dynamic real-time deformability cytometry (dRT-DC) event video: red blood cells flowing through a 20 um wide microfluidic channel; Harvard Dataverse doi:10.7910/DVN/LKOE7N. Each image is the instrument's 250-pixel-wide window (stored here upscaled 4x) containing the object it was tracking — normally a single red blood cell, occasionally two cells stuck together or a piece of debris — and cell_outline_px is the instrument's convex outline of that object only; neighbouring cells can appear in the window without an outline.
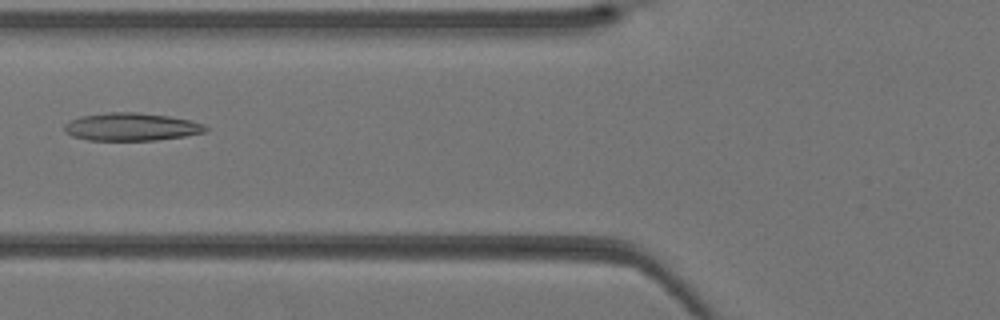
{"species": "Egyptian fruit bat (a non-hibernating species)", "species_latin": "Rousettus aegyptiacus", "temperature_condition": "warm", "stored_images_in_passage": 33, "camera_frame_rate_fps": 3000, "um_per_image_px": 0.085, "animal": {"sex": "female"}, "frame": {"image": 1, "passage_image": 9, "time_ms": 2.667, "image_size_px": [1000, 320], "cell_outline_px": [[208, 132], [184, 136], [156, 140], [88, 140], [72, 136], [64, 132], [64, 124], [80, 116], [108, 112], [136, 112], [168, 116], [188, 120], [204, 124], [208, 128]], "centroid_in_image_um": [11.16, 10.78], "position_along_channel_um": 114.6, "area_um2": 22.89}}
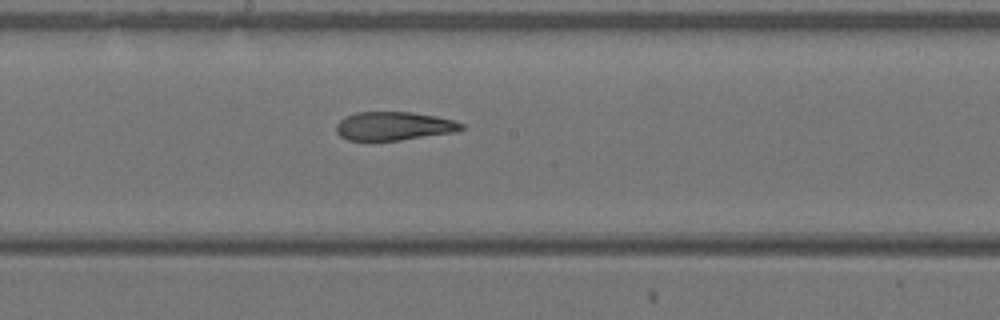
{"frame": {"image": 2, "passage_image": 15, "time_ms": 4.667, "image_size_px": [1000, 320], "cell_outline_px": [[464, 128], [452, 132], [400, 140], [348, 140], [340, 136], [336, 132], [336, 124], [344, 116], [356, 112], [412, 112], [436, 116], [452, 120], [464, 124]], "centroid_in_image_um": [33.43, 10.7], "position_along_channel_um": 214.8, "area_um2": 20.69}}
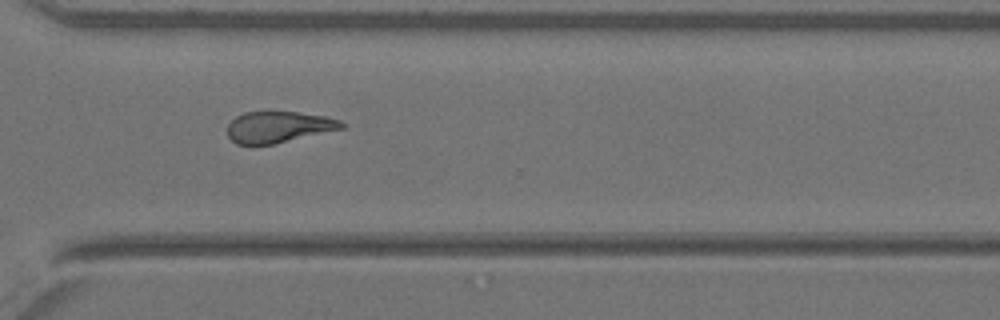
{"frame": {"image": 3, "passage_image": 23, "time_ms": 7.333, "image_size_px": [1000, 320], "cell_outline_px": [[344, 128], [256, 148], [252, 148], [236, 144], [228, 136], [228, 124], [236, 116], [244, 112], [296, 112], [324, 116], [340, 120], [344, 124]], "centroid_in_image_um": [23.6, 10.84], "position_along_channel_um": 347.0, "area_um2": 21.15}}